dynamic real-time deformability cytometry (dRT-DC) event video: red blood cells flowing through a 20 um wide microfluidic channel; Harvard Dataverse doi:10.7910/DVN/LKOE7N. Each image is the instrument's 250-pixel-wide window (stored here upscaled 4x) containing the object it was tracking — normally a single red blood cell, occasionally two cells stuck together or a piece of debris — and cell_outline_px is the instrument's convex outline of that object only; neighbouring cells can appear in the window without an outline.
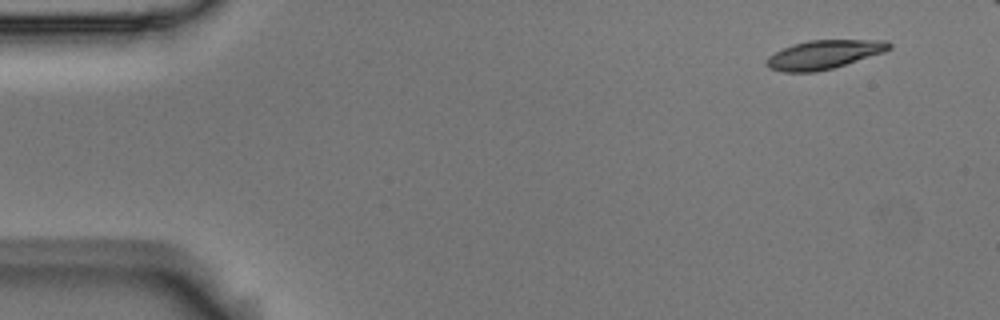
{"species": "Egyptian fruit bat (a non-hibernating species)", "species_latin": "Rousettus aegyptiacus", "temperature_condition": "room temperature", "stored_images_in_passage": 5, "segment_of_instrument_passage": [1, 2], "camera_frame_rate_fps": 3000, "um_per_image_px": 0.085, "animal": {"sex": "male"}, "frame": {"image": 1, "passage_image": 1, "time_ms": 0.0, "image_size_px": [1000, 320], "cell_outline_px": [[892, 48], [884, 52], [832, 68], [816, 72], [784, 72], [768, 68], [764, 64], [764, 60], [768, 56], [792, 44], [808, 40], [888, 40], [892, 44]], "centroid_in_image_um": [70.01, 4.63], "position_along_channel_um": 15.0, "area_um2": 20.63}}